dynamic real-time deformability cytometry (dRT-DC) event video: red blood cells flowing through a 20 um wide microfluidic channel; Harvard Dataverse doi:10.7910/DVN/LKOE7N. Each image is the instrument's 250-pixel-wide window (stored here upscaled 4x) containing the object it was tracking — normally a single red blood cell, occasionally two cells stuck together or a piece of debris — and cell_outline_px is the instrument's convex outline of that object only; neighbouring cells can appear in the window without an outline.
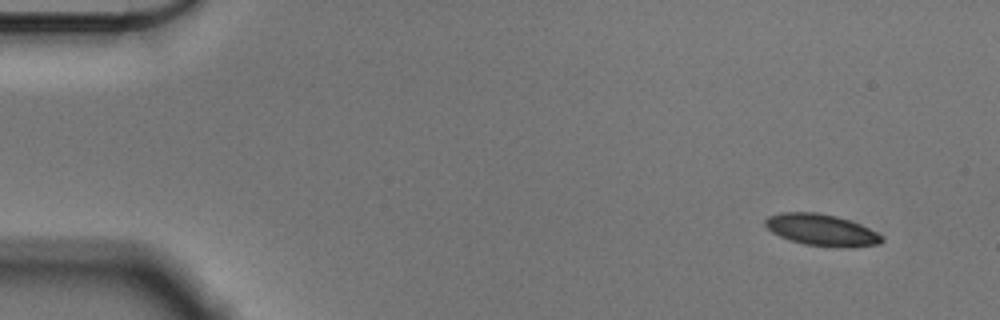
{"species": "Egyptian fruit bat (a non-hibernating species)", "species_latin": "Rousettus aegyptiacus", "temperature_condition": "cold", "stored_images_in_passage": 50, "camera_frame_rate_fps": 3000, "um_per_image_px": 0.085, "animal": {"sex": "male"}, "frame": {"image": 1, "passage_image": 1, "time_ms": 0.0, "image_size_px": [1000, 320], "cell_outline_px": [[884, 240], [880, 244], [848, 248], [840, 248], [804, 244], [780, 236], [772, 232], [764, 224], [764, 220], [768, 216], [780, 212], [816, 212], [836, 216], [860, 224], [884, 236]], "centroid_in_image_um": [69.85, 19.55], "position_along_channel_um": 15.1, "area_um2": 21.56}}
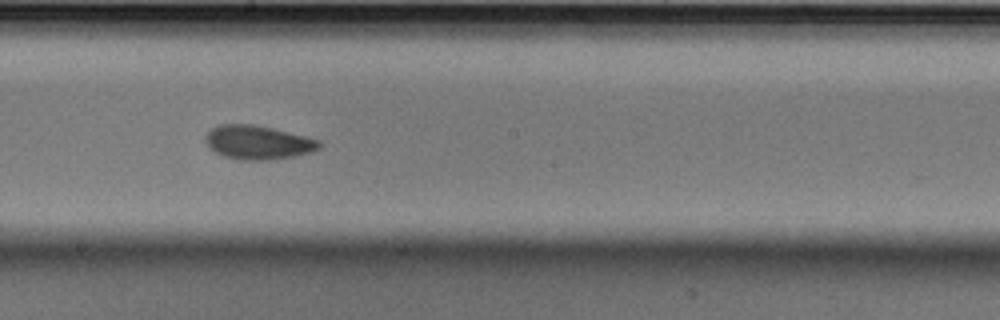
{"frame": {"image": 2, "passage_image": 28, "time_ms": 9.0, "image_size_px": [1000, 320], "cell_outline_px": [[320, 148], [312, 152], [296, 156], [268, 160], [240, 160], [224, 156], [216, 152], [204, 140], [204, 136], [212, 128], [220, 124], [256, 124], [320, 140]], "centroid_in_image_um": [21.93, 12.1], "position_along_channel_um": 226.3, "area_um2": 22.43}}
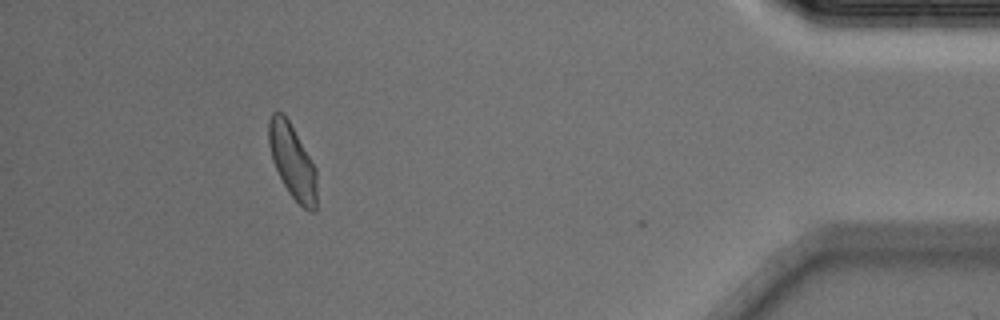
{"frame": {"image": 3, "passage_image": 48, "time_ms": 15.667, "image_size_px": [1000, 320], "cell_outline_px": [[316, 212], [308, 212], [288, 192], [272, 160], [268, 144], [268, 120], [272, 112], [284, 112], [316, 168]], "centroid_in_image_um": [24.84, 13.7], "position_along_channel_um": 410.4, "area_um2": 20.75}, "authors_computed_cell_mechanics": {"area_um2": 21.7617, "velocity_mm_per_s": 3.564, "shape_relaxation_time_tau1_ms": 4.936, "shape_relaxation_time_tau2_ms": 2.6266, "deformation_change_tau1": 0.1164, "deformation_change_tau2": 0.0666}}